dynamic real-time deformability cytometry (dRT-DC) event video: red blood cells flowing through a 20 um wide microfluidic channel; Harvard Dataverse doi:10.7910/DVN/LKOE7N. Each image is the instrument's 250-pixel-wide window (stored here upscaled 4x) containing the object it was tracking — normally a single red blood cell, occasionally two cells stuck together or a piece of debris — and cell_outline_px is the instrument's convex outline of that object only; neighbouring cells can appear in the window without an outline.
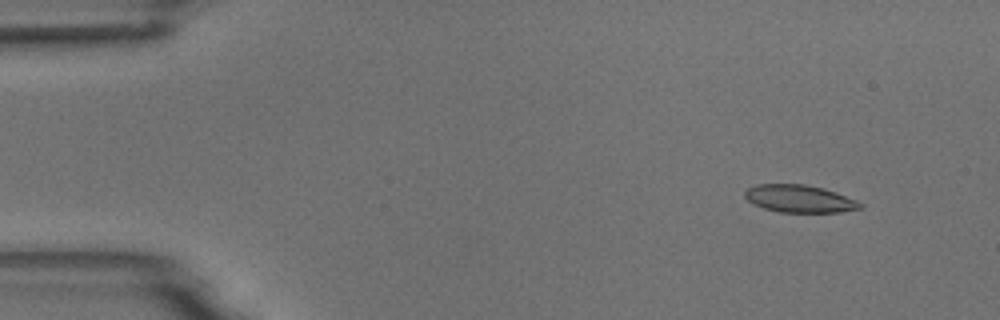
{"species": "common noctule bat (a hibernating species)", "species_latin": "Nyctalus noctula", "temperature_condition": "room temperature", "stored_images_in_passage": 5, "camera_frame_rate_fps": 3000, "um_per_image_px": 0.085, "animal": {"sex": "male", "body_mass_g": 18.8}, "frame": {"image": 1, "passage_image": 2, "time_ms": 1.333, "image_size_px": [1000, 320], "cell_outline_px": [[864, 208], [840, 212], [780, 212], [764, 208], [752, 204], [744, 196], [744, 192], [748, 188], [756, 184], [804, 184], [824, 188], [836, 192], [856, 200], [864, 204]], "centroid_in_image_um": [67.97, 16.89], "position_along_channel_um": 17.0, "area_um2": 18.61}}
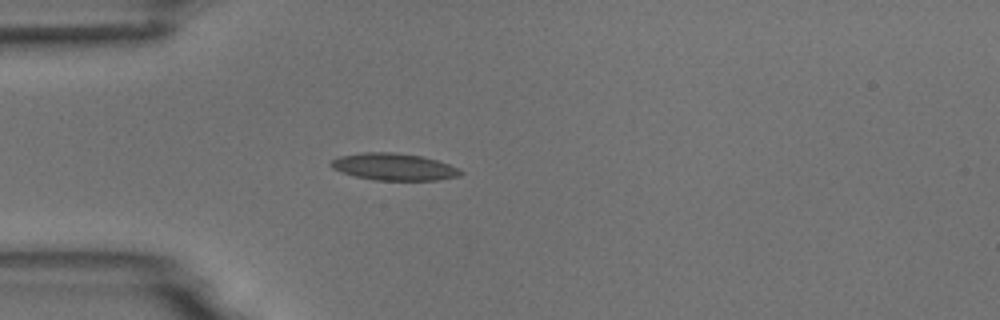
{"frame": {"image": 2, "passage_image": 5, "time_ms": 4.667, "image_size_px": [1000, 320], "cell_outline_px": [[464, 172], [460, 176], [436, 180], [376, 180], [356, 176], [340, 172], [332, 168], [328, 164], [332, 160], [340, 156], [364, 152], [396, 152], [424, 156], [448, 164]], "centroid_in_image_um": [33.46, 14.17], "position_along_channel_um": 51.5, "area_um2": 20.4}}